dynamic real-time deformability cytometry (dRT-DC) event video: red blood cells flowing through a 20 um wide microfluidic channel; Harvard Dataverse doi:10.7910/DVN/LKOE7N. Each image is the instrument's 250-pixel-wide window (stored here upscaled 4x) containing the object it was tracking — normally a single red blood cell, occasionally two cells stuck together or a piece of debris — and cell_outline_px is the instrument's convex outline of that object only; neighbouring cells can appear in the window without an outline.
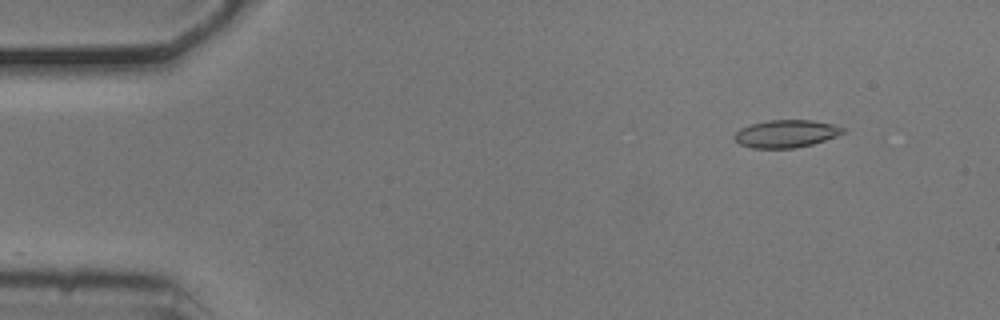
{"species": "common noctule bat (a hibernating species)", "species_latin": "Nyctalus noctula", "temperature_condition": "cold", "stored_images_in_passage": 50, "camera_frame_rate_fps": 3000, "um_per_image_px": 0.085, "animal": {"sex": "male", "body_mass_g": 20.5, "forearm_length_mm": 52.5}, "frame": {"image": 1, "passage_image": 2, "time_ms": 0.333, "image_size_px": [1000, 320], "cell_outline_px": [[848, 132], [812, 144], [792, 148], [752, 148], [740, 144], [732, 136], [740, 128], [752, 124], [768, 120], [812, 120], [832, 124], [844, 128]], "centroid_in_image_um": [66.82, 11.36], "position_along_channel_um": 18.2, "area_um2": 17.4}}
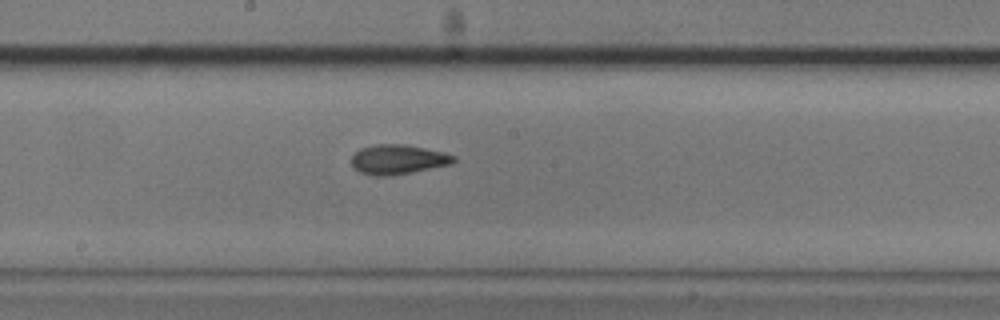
{"frame": {"image": 2, "passage_image": 25, "time_ms": 8.0, "image_size_px": [1000, 320], "cell_outline_px": [[456, 160], [452, 164], [392, 176], [372, 176], [360, 172], [352, 168], [352, 156], [360, 148], [376, 144], [404, 144], [444, 152], [456, 156]], "centroid_in_image_um": [33.82, 13.56], "position_along_channel_um": 214.4, "area_um2": 17.8}}
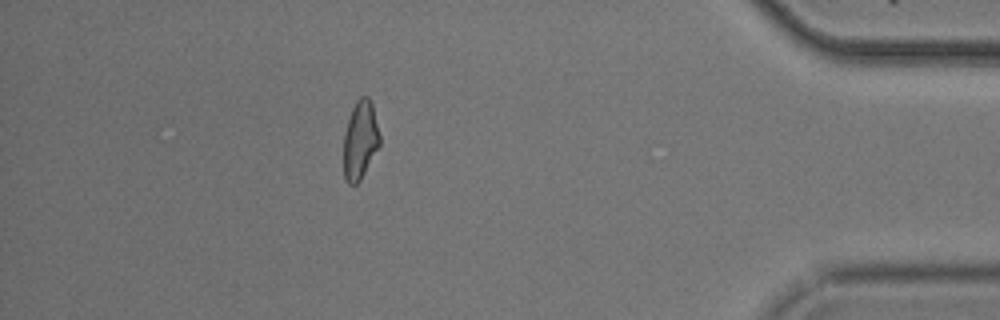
{"frame": {"image": 3, "passage_image": 44, "time_ms": 14.333, "image_size_px": [1000, 320], "cell_outline_px": [[380, 144], [360, 180], [356, 184], [348, 184], [344, 180], [344, 132], [352, 108], [356, 100], [360, 96], [368, 96], [372, 104], [380, 136]], "centroid_in_image_um": [30.6, 11.9], "position_along_channel_um": 404.6, "area_um2": 16.42}, "authors_computed_cell_mechanics": {"area_um2": 17.1955, "velocity_mm_per_s": 3.73, "shape_relaxation_time_tau1_ms": 10.1862, "shape_relaxation_time_tau2_ms": 2.9226, "deformation_change_tau1": 0.1833, "deformation_change_tau2": 0.0864}}